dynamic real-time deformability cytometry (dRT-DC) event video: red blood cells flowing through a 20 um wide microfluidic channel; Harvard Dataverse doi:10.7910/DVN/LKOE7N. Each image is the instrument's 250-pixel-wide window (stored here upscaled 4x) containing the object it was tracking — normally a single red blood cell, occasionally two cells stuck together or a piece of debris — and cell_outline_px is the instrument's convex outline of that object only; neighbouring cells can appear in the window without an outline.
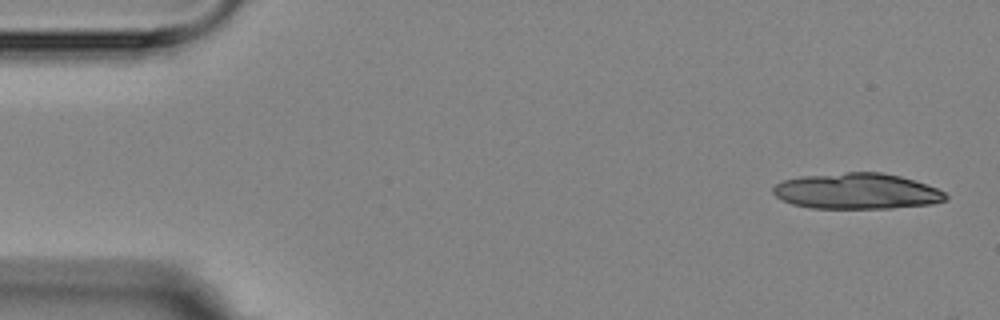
{"species": "Egyptian fruit bat (a non-hibernating species)", "species_latin": "Rousettus aegyptiacus", "temperature_condition": "room temperature", "stored_images_in_passage": 5, "camera_frame_rate_fps": 3000, "um_per_image_px": 0.085, "animal": {"sex": "female"}, "frame": {"image": 1, "passage_image": 1, "time_ms": 0.0, "image_size_px": [1000, 320], "cell_outline_px": [[948, 200], [932, 204], [892, 208], [812, 208], [792, 204], [776, 196], [772, 192], [772, 188], [776, 184], [784, 180], [800, 176], [848, 172], [880, 172], [900, 176], [936, 188], [944, 192], [948, 196]], "centroid_in_image_um": [72.83, 16.25], "position_along_channel_um": 12.2, "area_um2": 35.95}}